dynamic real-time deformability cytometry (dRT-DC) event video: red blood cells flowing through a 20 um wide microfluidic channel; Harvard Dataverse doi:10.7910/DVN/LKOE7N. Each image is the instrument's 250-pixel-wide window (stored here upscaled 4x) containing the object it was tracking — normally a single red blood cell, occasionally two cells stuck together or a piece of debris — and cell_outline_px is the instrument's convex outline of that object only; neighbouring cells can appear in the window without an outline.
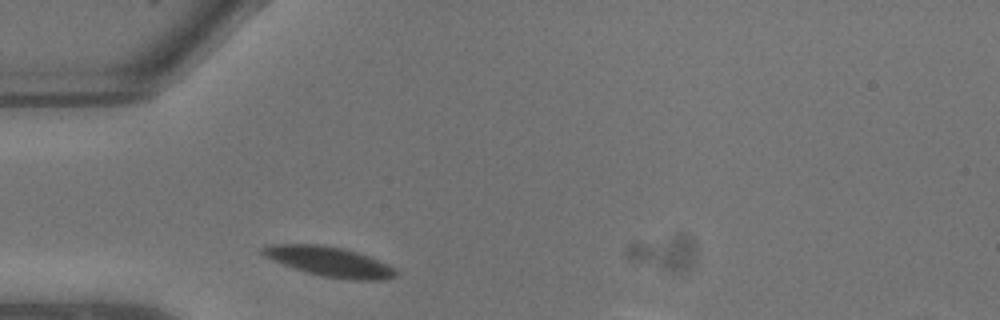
{"species": "common noctule bat (a hibernating species)", "species_latin": "Nyctalus noctula", "temperature_condition": "warm", "stored_images_in_passage": 3, "camera_frame_rate_fps": 3000, "um_per_image_px": 0.085, "animal": {"sex": "male", "body_mass_g": 13.3}, "frame": {"image": 1, "passage_image": 2, "time_ms": 0.333, "image_size_px": [1000, 320], "cell_outline_px": [[400, 276], [384, 280], [352, 280], [324, 276], [308, 272], [272, 260], [264, 256], [260, 252], [260, 248], [272, 244], [324, 244], [344, 248], [368, 256], [388, 264], [396, 268], [400, 272]], "centroid_in_image_um": [28.07, 22.23], "position_along_channel_um": 56.9, "area_um2": 23.24}}